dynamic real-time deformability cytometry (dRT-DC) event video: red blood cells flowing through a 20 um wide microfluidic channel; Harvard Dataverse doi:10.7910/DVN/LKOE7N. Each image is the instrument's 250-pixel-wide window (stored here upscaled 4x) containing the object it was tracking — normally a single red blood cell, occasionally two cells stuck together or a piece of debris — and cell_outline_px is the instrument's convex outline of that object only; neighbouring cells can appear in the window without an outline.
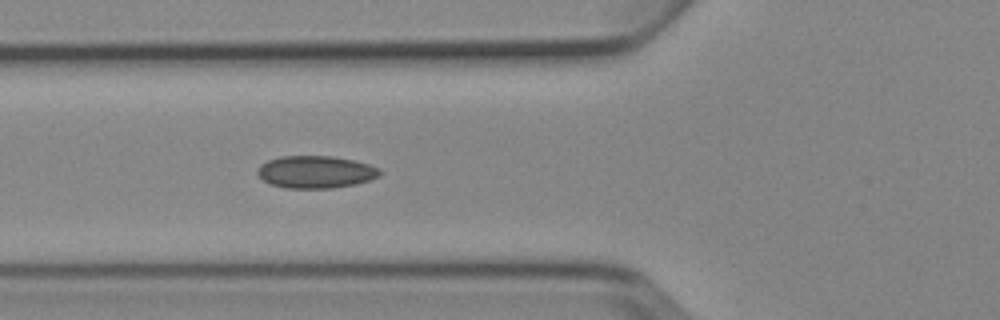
{"species": "Egyptian fruit bat (a non-hibernating species)", "species_latin": "Rousettus aegyptiacus", "temperature_condition": "cold", "stored_images_in_passage": 6, "camera_frame_rate_fps": 3000, "um_per_image_px": 0.085, "animal": {"sex": "female"}, "frame": {"image": 1, "passage_image": 6, "time_ms": 5.667, "image_size_px": [1000, 320], "cell_outline_px": [[384, 172], [380, 176], [356, 184], [332, 188], [284, 188], [272, 184], [264, 180], [256, 172], [260, 164], [268, 160], [280, 156], [332, 156], [352, 160], [368, 164], [380, 168]], "centroid_in_image_um": [26.85, 14.61], "position_along_channel_um": 98.9, "area_um2": 23.12}}